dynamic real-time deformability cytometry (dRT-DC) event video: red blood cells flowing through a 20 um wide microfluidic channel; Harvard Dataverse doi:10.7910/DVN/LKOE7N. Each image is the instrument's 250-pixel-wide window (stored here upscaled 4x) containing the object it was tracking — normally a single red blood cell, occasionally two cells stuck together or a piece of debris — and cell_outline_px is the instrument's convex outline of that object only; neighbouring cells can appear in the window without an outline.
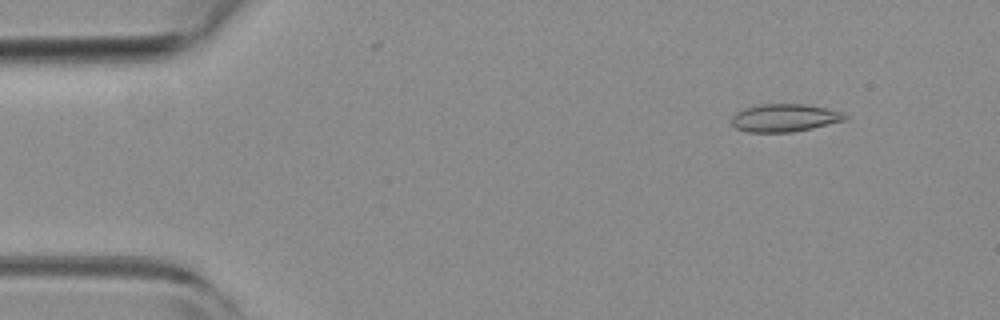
{"species": "common noctule bat (a hibernating species)", "species_latin": "Nyctalus noctula", "temperature_condition": "room temperature", "stored_images_in_passage": 7, "camera_frame_rate_fps": 3000, "um_per_image_px": 0.085, "animal": {"sex": "female", "body_mass_g": 19.3, "forearm_length_mm": 54.1}, "frame": {"image": 1, "passage_image": 2, "time_ms": 0.333, "image_size_px": [1000, 320], "cell_outline_px": [[848, 116], [844, 120], [812, 128], [792, 132], [748, 132], [736, 128], [732, 124], [732, 116], [736, 112], [744, 108], [760, 104], [804, 104], [824, 108], [840, 112]], "centroid_in_image_um": [66.64, 10.02], "position_along_channel_um": 18.4, "area_um2": 18.15}}
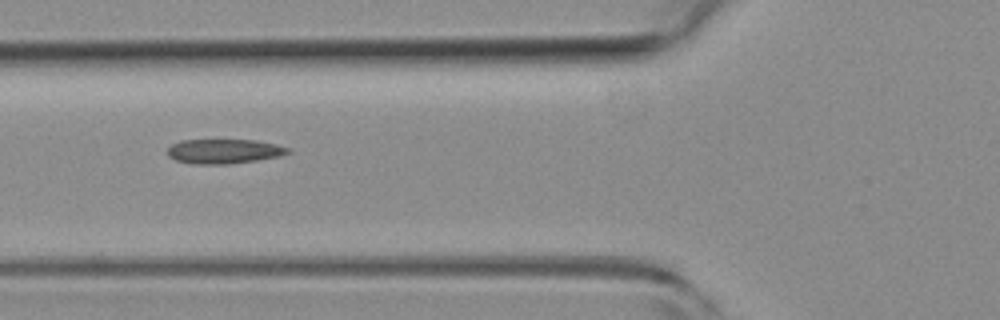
{"frame": {"image": 2, "passage_image": 5, "time_ms": 1.333, "image_size_px": [1000, 320], "cell_outline_px": [[292, 152], [280, 156], [256, 160], [228, 164], [192, 164], [176, 160], [168, 156], [168, 148], [172, 144], [180, 140], [256, 140], [276, 144], [292, 148]], "centroid_in_image_um": [19.07, 12.86], "position_along_channel_um": 106.7, "area_um2": 17.34}}
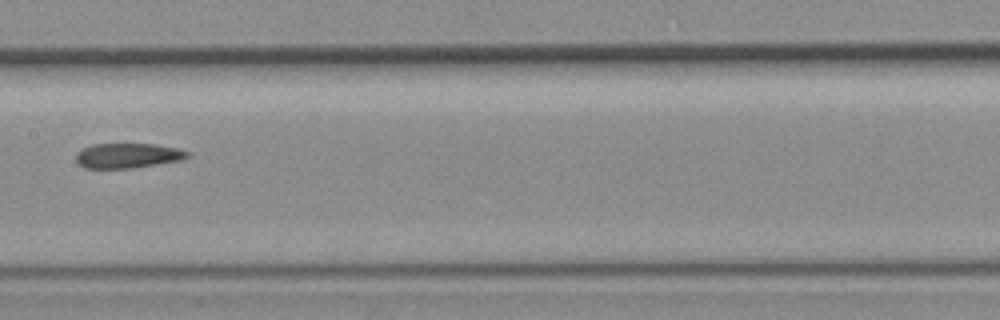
{"frame": {"image": 3, "passage_image": 7, "time_ms": 2.0, "image_size_px": [1000, 320], "cell_outline_px": [[192, 156], [184, 160], [132, 168], [84, 168], [76, 160], [76, 152], [92, 144], [156, 144], [180, 148], [192, 152]], "centroid_in_image_um": [10.96, 13.22], "position_along_channel_um": 196.4, "area_um2": 16.47}}